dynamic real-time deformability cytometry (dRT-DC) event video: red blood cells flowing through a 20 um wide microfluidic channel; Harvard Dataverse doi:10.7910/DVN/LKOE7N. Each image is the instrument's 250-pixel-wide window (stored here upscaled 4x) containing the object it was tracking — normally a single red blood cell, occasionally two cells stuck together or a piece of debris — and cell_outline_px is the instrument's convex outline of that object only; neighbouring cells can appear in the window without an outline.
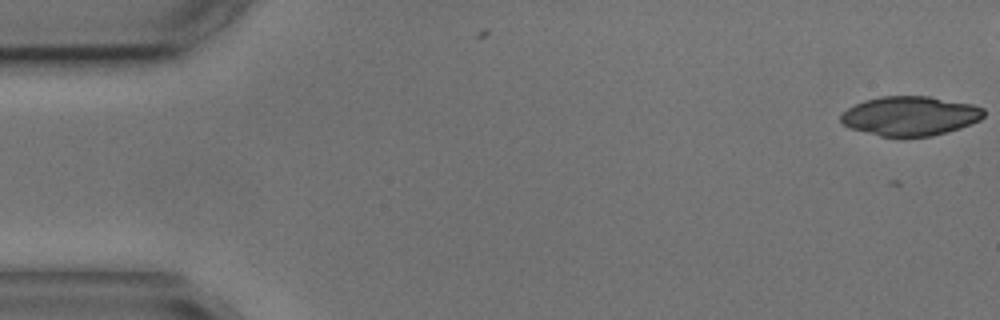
{"species": "common noctule bat (a hibernating species)", "species_latin": "Nyctalus noctula", "temperature_condition": "cold", "stored_images_in_passage": 6, "camera_frame_rate_fps": 3000, "um_per_image_px": 0.085, "animal": {"sex": "male", "body_mass_g": 17.9, "forearm_length_mm": 54.2}, "frame": {"image": 1, "passage_image": 1, "time_ms": 0.0, "image_size_px": [1000, 320], "cell_outline_px": [[984, 116], [980, 120], [960, 128], [932, 136], [880, 136], [852, 128], [844, 124], [840, 120], [840, 116], [848, 108], [864, 100], [880, 96], [928, 96], [972, 104], [984, 108]], "centroid_in_image_um": [77.38, 9.84], "position_along_channel_um": 7.6, "area_um2": 32.54}}
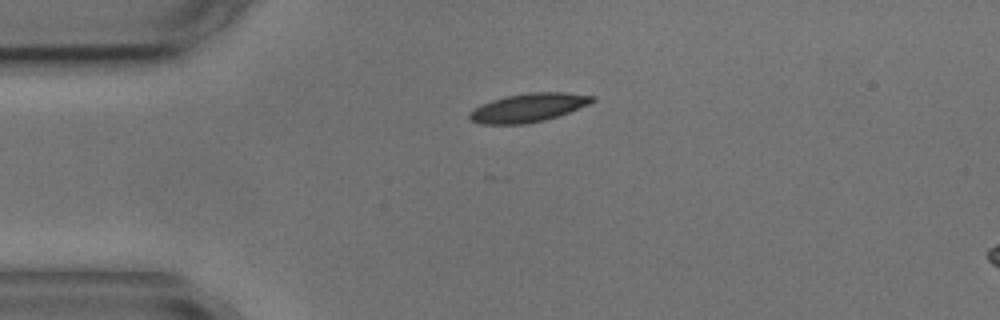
{"frame": {"image": 2, "passage_image": 6, "time_ms": 6.0, "image_size_px": [1000, 320], "cell_outline_px": [[596, 100], [588, 104], [568, 112], [544, 120], [524, 124], [484, 124], [472, 120], [468, 116], [468, 112], [480, 104], [504, 96], [528, 92], [564, 92], [596, 96]], "centroid_in_image_um": [44.89, 9.14], "position_along_channel_um": 40.1, "area_um2": 20.4}}